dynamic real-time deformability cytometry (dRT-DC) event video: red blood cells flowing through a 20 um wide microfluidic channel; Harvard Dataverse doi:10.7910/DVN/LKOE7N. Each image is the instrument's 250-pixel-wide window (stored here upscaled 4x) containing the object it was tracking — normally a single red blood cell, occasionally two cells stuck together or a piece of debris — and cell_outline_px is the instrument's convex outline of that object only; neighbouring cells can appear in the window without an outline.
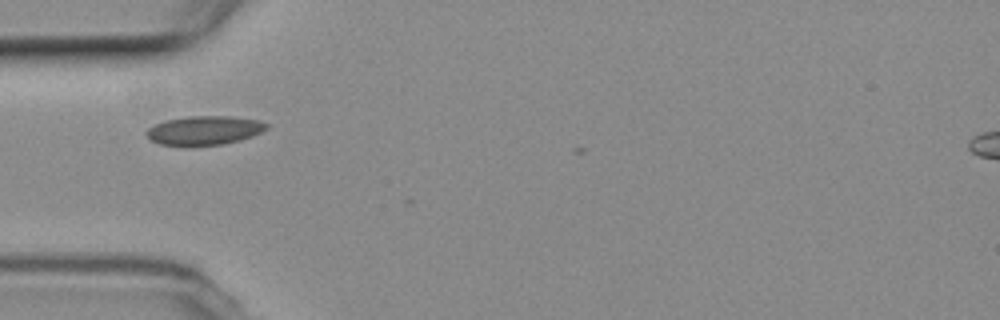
{"species": "common noctule bat (a hibernating species)", "species_latin": "Nyctalus noctula", "temperature_condition": "room temperature", "stored_images_in_passage": 2, "camera_frame_rate_fps": 3000, "um_per_image_px": 0.085, "animal": {"sex": "female", "body_mass_g": 19.3, "forearm_length_mm": 54.1}, "frame": {"image": 1, "passage_image": 1, "time_ms": 0.0, "image_size_px": [1000, 320], "cell_outline_px": [[268, 128], [252, 136], [240, 140], [224, 144], [188, 148], [184, 148], [160, 144], [152, 140], [144, 132], [148, 128], [156, 124], [168, 120], [188, 116], [232, 116], [260, 120], [268, 124]], "centroid_in_image_um": [17.36, 11.12], "position_along_channel_um": 67.6, "area_um2": 20.81}}